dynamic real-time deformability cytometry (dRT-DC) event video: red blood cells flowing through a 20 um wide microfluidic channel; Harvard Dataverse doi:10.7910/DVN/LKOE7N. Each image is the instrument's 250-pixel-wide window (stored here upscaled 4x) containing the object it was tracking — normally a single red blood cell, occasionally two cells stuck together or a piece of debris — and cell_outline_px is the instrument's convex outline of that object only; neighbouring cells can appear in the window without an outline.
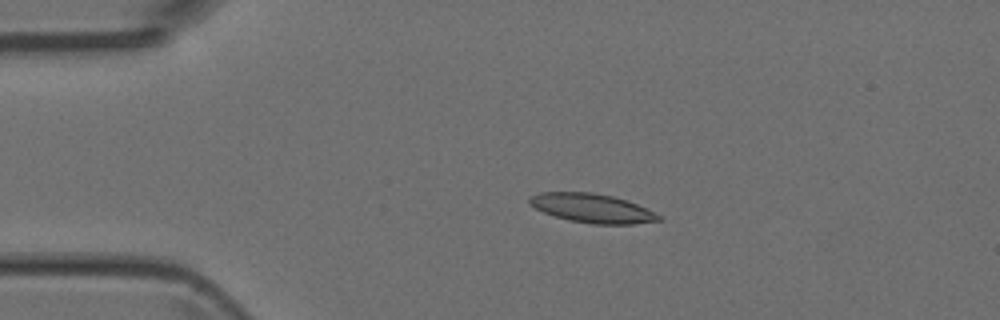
{"species": "Egyptian fruit bat (a non-hibernating species)", "species_latin": "Rousettus aegyptiacus", "temperature_condition": "room temperature", "stored_images_in_passage": 4, "camera_frame_rate_fps": 3000, "um_per_image_px": 0.085, "animal": {"sex": "female"}, "frame": {"image": 1, "passage_image": 3, "time_ms": 2.667, "image_size_px": [1000, 320], "cell_outline_px": [[664, 220], [632, 224], [592, 224], [568, 220], [544, 212], [528, 204], [528, 196], [540, 192], [592, 192], [612, 196], [628, 200], [660, 216]], "centroid_in_image_um": [50.29, 17.69], "position_along_channel_um": 34.7, "area_um2": 21.79}}